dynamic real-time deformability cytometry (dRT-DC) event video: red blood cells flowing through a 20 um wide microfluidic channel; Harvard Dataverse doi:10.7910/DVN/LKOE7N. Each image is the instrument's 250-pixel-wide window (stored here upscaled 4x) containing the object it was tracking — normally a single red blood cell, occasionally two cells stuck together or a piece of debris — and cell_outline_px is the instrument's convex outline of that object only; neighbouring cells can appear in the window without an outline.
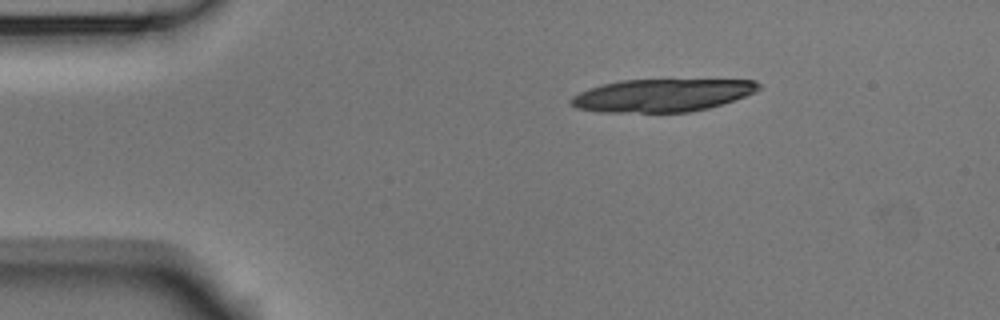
{"species": "Egyptian fruit bat (a non-hibernating species)", "species_latin": "Rousettus aegyptiacus", "temperature_condition": "room temperature", "stored_images_in_passage": 5, "segment_of_instrument_passage": [2, 2], "camera_frame_rate_fps": 3000, "um_per_image_px": 0.085, "animal": {"sex": "male"}, "frame": {"image": 1, "passage_image": 5, "time_ms": 1.333, "image_size_px": [1000, 320], "cell_outline_px": [[760, 88], [756, 92], [708, 108], [688, 112], [600, 112], [576, 108], [572, 104], [572, 96], [580, 92], [604, 84], [620, 80], [756, 80], [760, 84]], "centroid_in_image_um": [56.29, 8.1], "position_along_channel_um": 28.7, "area_um2": 35.37}}